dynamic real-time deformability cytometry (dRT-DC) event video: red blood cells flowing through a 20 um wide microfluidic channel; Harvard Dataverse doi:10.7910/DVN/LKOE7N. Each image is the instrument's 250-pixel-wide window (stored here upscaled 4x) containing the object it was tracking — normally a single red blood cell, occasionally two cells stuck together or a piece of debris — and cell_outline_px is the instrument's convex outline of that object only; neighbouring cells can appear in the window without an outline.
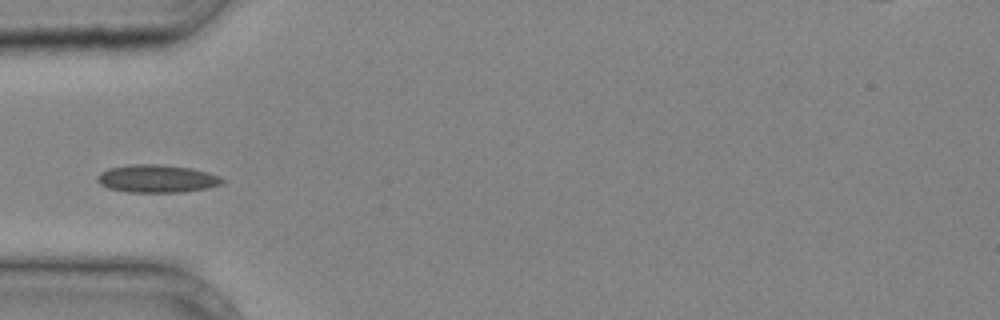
{"species": "common noctule bat (a hibernating species)", "species_latin": "Nyctalus noctula", "temperature_condition": "cold", "stored_images_in_passage": 27, "camera_frame_rate_fps": 3000, "um_per_image_px": 0.085, "animal": {"sex": "male", "body_mass_g": 20.4}, "frame": {"image": 1, "passage_image": 1, "time_ms": 0.0, "image_size_px": [1000, 320], "cell_outline_px": [[224, 184], [208, 188], [180, 192], [128, 192], [108, 188], [100, 184], [96, 180], [96, 176], [100, 172], [108, 168], [128, 164], [164, 164], [192, 168], [208, 172], [220, 176], [224, 180]], "centroid_in_image_um": [13.34, 15.17], "position_along_channel_um": 71.7, "area_um2": 20.58}}
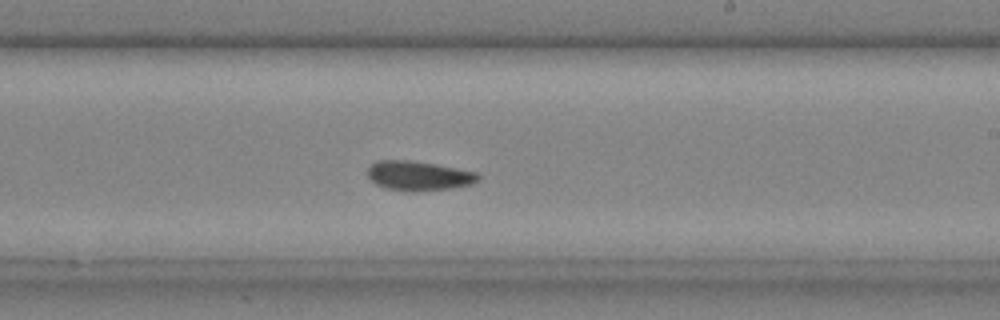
{"frame": {"image": 2, "passage_image": 12, "time_ms": 3.667, "image_size_px": [1000, 320], "cell_outline_px": [[480, 176], [472, 184], [448, 188], [412, 192], [408, 192], [388, 188], [376, 184], [368, 176], [368, 168], [376, 160], [408, 160], [436, 164], [476, 172]], "centroid_in_image_um": [35.56, 14.93], "position_along_channel_um": 253.4, "area_um2": 18.79}}